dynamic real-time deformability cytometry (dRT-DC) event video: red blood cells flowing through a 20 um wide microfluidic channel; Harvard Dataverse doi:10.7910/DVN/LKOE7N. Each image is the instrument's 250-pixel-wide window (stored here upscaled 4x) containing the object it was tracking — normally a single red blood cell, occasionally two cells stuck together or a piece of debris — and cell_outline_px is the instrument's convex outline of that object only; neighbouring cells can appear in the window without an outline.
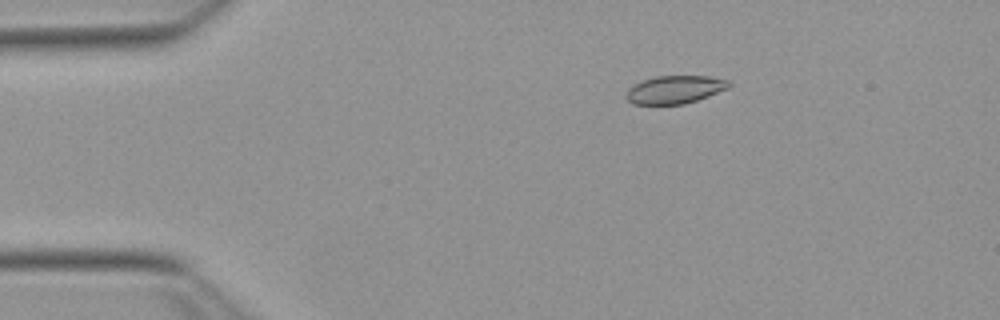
{"species": "Egyptian fruit bat (a non-hibernating species)", "species_latin": "Rousettus aegyptiacus", "temperature_condition": "warm", "stored_images_in_passage": 42, "camera_frame_rate_fps": 3000, "um_per_image_px": 0.085, "animal": {"sex": "female"}, "frame": {"image": 1, "passage_image": 8, "time_ms": 2.333, "image_size_px": [1000, 320], "cell_outline_px": [[732, 84], [728, 88], [708, 96], [684, 104], [632, 104], [624, 96], [628, 88], [644, 80], [656, 76], [708, 76], [728, 80]], "centroid_in_image_um": [57.35, 7.61], "position_along_channel_um": 27.6, "area_um2": 16.65}}
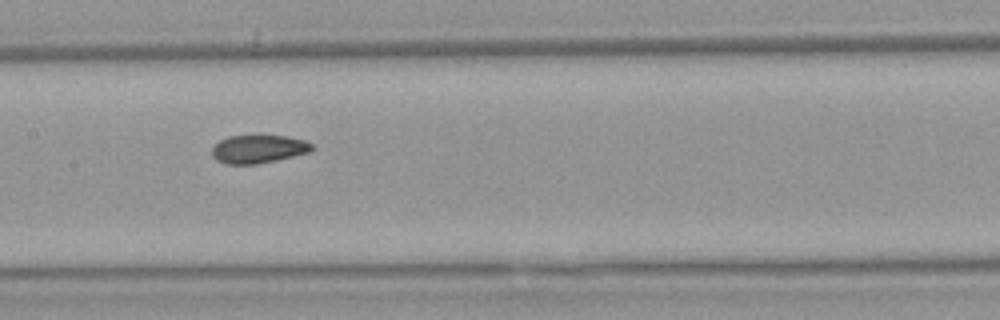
{"frame": {"image": 2, "passage_image": 25, "time_ms": 8.0, "image_size_px": [1000, 320], "cell_outline_px": [[316, 148], [308, 152], [276, 160], [256, 164], [224, 164], [216, 160], [212, 156], [212, 148], [220, 140], [228, 136], [288, 136], [304, 140], [312, 144]], "centroid_in_image_um": [21.95, 12.67], "position_along_channel_um": 185.4, "area_um2": 16.36}}
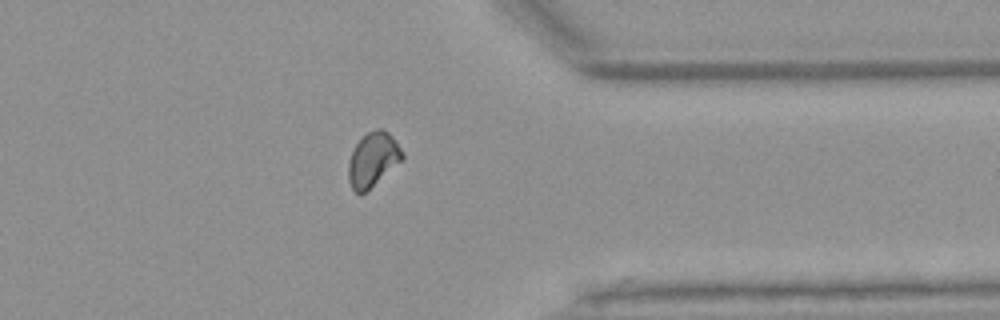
{"frame": {"image": 3, "passage_image": 41, "time_ms": 13.333, "image_size_px": [1000, 320], "cell_outline_px": [[404, 156], [400, 160], [364, 192], [356, 192], [352, 188], [348, 180], [348, 164], [352, 152], [356, 144], [368, 132], [376, 128], [384, 128], [392, 136], [404, 152]], "centroid_in_image_um": [31.68, 13.5], "position_along_channel_um": 379.7, "area_um2": 16.42}, "authors_computed_cell_mechanics": {"area_um2": 17.1088, "velocity_mm_per_s": 3.8254, "shape_relaxation_time_tau1_ms": null, "shape_relaxation_time_tau2_ms": 1.8144, "deformation_change_tau1": null, "deformation_change_tau2": 0.0453}}